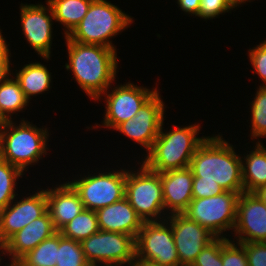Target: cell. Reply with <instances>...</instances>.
I'll list each match as a JSON object with an SVG mask.
<instances>
[{
	"mask_svg": "<svg viewBox=\"0 0 266 266\" xmlns=\"http://www.w3.org/2000/svg\"><path fill=\"white\" fill-rule=\"evenodd\" d=\"M66 44L69 55L67 70H72L74 79L90 98L99 100L114 81L118 60L116 49L96 44H83L69 40Z\"/></svg>",
	"mask_w": 266,
	"mask_h": 266,
	"instance_id": "cell-1",
	"label": "cell"
},
{
	"mask_svg": "<svg viewBox=\"0 0 266 266\" xmlns=\"http://www.w3.org/2000/svg\"><path fill=\"white\" fill-rule=\"evenodd\" d=\"M221 135L208 136L194 153L189 168L194 177L217 182L225 191L244 192L242 158Z\"/></svg>",
	"mask_w": 266,
	"mask_h": 266,
	"instance_id": "cell-2",
	"label": "cell"
},
{
	"mask_svg": "<svg viewBox=\"0 0 266 266\" xmlns=\"http://www.w3.org/2000/svg\"><path fill=\"white\" fill-rule=\"evenodd\" d=\"M199 128V124L182 128L175 126L164 133L161 126L152 148L142 161L143 164L158 173L188 168L194 153L207 138L196 137Z\"/></svg>",
	"mask_w": 266,
	"mask_h": 266,
	"instance_id": "cell-3",
	"label": "cell"
},
{
	"mask_svg": "<svg viewBox=\"0 0 266 266\" xmlns=\"http://www.w3.org/2000/svg\"><path fill=\"white\" fill-rule=\"evenodd\" d=\"M47 128H38L30 122L21 120L19 126L12 120L0 123V158L19 168L37 163L46 155Z\"/></svg>",
	"mask_w": 266,
	"mask_h": 266,
	"instance_id": "cell-4",
	"label": "cell"
},
{
	"mask_svg": "<svg viewBox=\"0 0 266 266\" xmlns=\"http://www.w3.org/2000/svg\"><path fill=\"white\" fill-rule=\"evenodd\" d=\"M133 23L131 16L106 0H93L89 9L67 36L69 40L116 49L109 40Z\"/></svg>",
	"mask_w": 266,
	"mask_h": 266,
	"instance_id": "cell-5",
	"label": "cell"
},
{
	"mask_svg": "<svg viewBox=\"0 0 266 266\" xmlns=\"http://www.w3.org/2000/svg\"><path fill=\"white\" fill-rule=\"evenodd\" d=\"M125 197L143 222L162 219L160 216L164 214L165 206L160 173L148 169L143 163L137 173L127 170Z\"/></svg>",
	"mask_w": 266,
	"mask_h": 266,
	"instance_id": "cell-6",
	"label": "cell"
},
{
	"mask_svg": "<svg viewBox=\"0 0 266 266\" xmlns=\"http://www.w3.org/2000/svg\"><path fill=\"white\" fill-rule=\"evenodd\" d=\"M239 195L238 192L224 191L216 196L193 198L183 214L216 237H222L223 231L235 227Z\"/></svg>",
	"mask_w": 266,
	"mask_h": 266,
	"instance_id": "cell-7",
	"label": "cell"
},
{
	"mask_svg": "<svg viewBox=\"0 0 266 266\" xmlns=\"http://www.w3.org/2000/svg\"><path fill=\"white\" fill-rule=\"evenodd\" d=\"M80 243L90 266H123L136 255L135 238L129 234L99 230Z\"/></svg>",
	"mask_w": 266,
	"mask_h": 266,
	"instance_id": "cell-8",
	"label": "cell"
},
{
	"mask_svg": "<svg viewBox=\"0 0 266 266\" xmlns=\"http://www.w3.org/2000/svg\"><path fill=\"white\" fill-rule=\"evenodd\" d=\"M107 173V174H106ZM88 175L68 182L79 194L84 209L96 211L125 197L126 170Z\"/></svg>",
	"mask_w": 266,
	"mask_h": 266,
	"instance_id": "cell-9",
	"label": "cell"
},
{
	"mask_svg": "<svg viewBox=\"0 0 266 266\" xmlns=\"http://www.w3.org/2000/svg\"><path fill=\"white\" fill-rule=\"evenodd\" d=\"M162 220L143 222L135 239L136 256L162 266H180L171 225Z\"/></svg>",
	"mask_w": 266,
	"mask_h": 266,
	"instance_id": "cell-10",
	"label": "cell"
},
{
	"mask_svg": "<svg viewBox=\"0 0 266 266\" xmlns=\"http://www.w3.org/2000/svg\"><path fill=\"white\" fill-rule=\"evenodd\" d=\"M160 97L157 91L142 105L133 118L122 122L113 130L120 131L149 152L163 126L165 110Z\"/></svg>",
	"mask_w": 266,
	"mask_h": 266,
	"instance_id": "cell-11",
	"label": "cell"
},
{
	"mask_svg": "<svg viewBox=\"0 0 266 266\" xmlns=\"http://www.w3.org/2000/svg\"><path fill=\"white\" fill-rule=\"evenodd\" d=\"M166 219L172 228L180 266H192L203 248L216 236L184 214H168Z\"/></svg>",
	"mask_w": 266,
	"mask_h": 266,
	"instance_id": "cell-12",
	"label": "cell"
},
{
	"mask_svg": "<svg viewBox=\"0 0 266 266\" xmlns=\"http://www.w3.org/2000/svg\"><path fill=\"white\" fill-rule=\"evenodd\" d=\"M110 94L107 90L103 93L106 96V113L103 125L109 128H116L122 122L133 118L142 105L149 100L158 90L138 87L132 83H126L115 87Z\"/></svg>",
	"mask_w": 266,
	"mask_h": 266,
	"instance_id": "cell-13",
	"label": "cell"
},
{
	"mask_svg": "<svg viewBox=\"0 0 266 266\" xmlns=\"http://www.w3.org/2000/svg\"><path fill=\"white\" fill-rule=\"evenodd\" d=\"M47 5L46 7L42 4L20 6L23 34L32 48L46 60L50 59L51 55V27L52 20H55L51 5L48 2Z\"/></svg>",
	"mask_w": 266,
	"mask_h": 266,
	"instance_id": "cell-14",
	"label": "cell"
},
{
	"mask_svg": "<svg viewBox=\"0 0 266 266\" xmlns=\"http://www.w3.org/2000/svg\"><path fill=\"white\" fill-rule=\"evenodd\" d=\"M233 231L239 243L266 242V206L254 192L240 193Z\"/></svg>",
	"mask_w": 266,
	"mask_h": 266,
	"instance_id": "cell-15",
	"label": "cell"
},
{
	"mask_svg": "<svg viewBox=\"0 0 266 266\" xmlns=\"http://www.w3.org/2000/svg\"><path fill=\"white\" fill-rule=\"evenodd\" d=\"M12 203L0 211V238L4 243L47 211L46 190L37 191L14 205Z\"/></svg>",
	"mask_w": 266,
	"mask_h": 266,
	"instance_id": "cell-16",
	"label": "cell"
},
{
	"mask_svg": "<svg viewBox=\"0 0 266 266\" xmlns=\"http://www.w3.org/2000/svg\"><path fill=\"white\" fill-rule=\"evenodd\" d=\"M56 232L47 210L41 217L31 221L5 242L4 253L9 254L12 259L11 264L7 266H14L24 255Z\"/></svg>",
	"mask_w": 266,
	"mask_h": 266,
	"instance_id": "cell-17",
	"label": "cell"
},
{
	"mask_svg": "<svg viewBox=\"0 0 266 266\" xmlns=\"http://www.w3.org/2000/svg\"><path fill=\"white\" fill-rule=\"evenodd\" d=\"M164 206L169 214H183L192 197L193 172L188 168L160 173Z\"/></svg>",
	"mask_w": 266,
	"mask_h": 266,
	"instance_id": "cell-18",
	"label": "cell"
},
{
	"mask_svg": "<svg viewBox=\"0 0 266 266\" xmlns=\"http://www.w3.org/2000/svg\"><path fill=\"white\" fill-rule=\"evenodd\" d=\"M95 212L99 230L129 234L136 239L143 224L126 197Z\"/></svg>",
	"mask_w": 266,
	"mask_h": 266,
	"instance_id": "cell-19",
	"label": "cell"
},
{
	"mask_svg": "<svg viewBox=\"0 0 266 266\" xmlns=\"http://www.w3.org/2000/svg\"><path fill=\"white\" fill-rule=\"evenodd\" d=\"M46 197L47 210L56 231H60L84 209L79 194L66 182L54 189H46Z\"/></svg>",
	"mask_w": 266,
	"mask_h": 266,
	"instance_id": "cell-20",
	"label": "cell"
},
{
	"mask_svg": "<svg viewBox=\"0 0 266 266\" xmlns=\"http://www.w3.org/2000/svg\"><path fill=\"white\" fill-rule=\"evenodd\" d=\"M242 178L244 192H254L266 185V147L257 141L255 150L242 157Z\"/></svg>",
	"mask_w": 266,
	"mask_h": 266,
	"instance_id": "cell-21",
	"label": "cell"
},
{
	"mask_svg": "<svg viewBox=\"0 0 266 266\" xmlns=\"http://www.w3.org/2000/svg\"><path fill=\"white\" fill-rule=\"evenodd\" d=\"M93 0H47L51 5L55 21L66 28L67 37L86 15Z\"/></svg>",
	"mask_w": 266,
	"mask_h": 266,
	"instance_id": "cell-22",
	"label": "cell"
},
{
	"mask_svg": "<svg viewBox=\"0 0 266 266\" xmlns=\"http://www.w3.org/2000/svg\"><path fill=\"white\" fill-rule=\"evenodd\" d=\"M16 73L15 79L28 99L50 89L51 73L40 62L26 64Z\"/></svg>",
	"mask_w": 266,
	"mask_h": 266,
	"instance_id": "cell-23",
	"label": "cell"
},
{
	"mask_svg": "<svg viewBox=\"0 0 266 266\" xmlns=\"http://www.w3.org/2000/svg\"><path fill=\"white\" fill-rule=\"evenodd\" d=\"M27 103L29 99L16 79L11 77L0 84V122L11 120L12 114L23 110Z\"/></svg>",
	"mask_w": 266,
	"mask_h": 266,
	"instance_id": "cell-24",
	"label": "cell"
},
{
	"mask_svg": "<svg viewBox=\"0 0 266 266\" xmlns=\"http://www.w3.org/2000/svg\"><path fill=\"white\" fill-rule=\"evenodd\" d=\"M59 231L24 255L14 266H56Z\"/></svg>",
	"mask_w": 266,
	"mask_h": 266,
	"instance_id": "cell-25",
	"label": "cell"
},
{
	"mask_svg": "<svg viewBox=\"0 0 266 266\" xmlns=\"http://www.w3.org/2000/svg\"><path fill=\"white\" fill-rule=\"evenodd\" d=\"M98 231L99 226L96 212L89 209H83L59 232L65 238L81 242Z\"/></svg>",
	"mask_w": 266,
	"mask_h": 266,
	"instance_id": "cell-26",
	"label": "cell"
},
{
	"mask_svg": "<svg viewBox=\"0 0 266 266\" xmlns=\"http://www.w3.org/2000/svg\"><path fill=\"white\" fill-rule=\"evenodd\" d=\"M23 172L9 162L0 158V211L15 201V184Z\"/></svg>",
	"mask_w": 266,
	"mask_h": 266,
	"instance_id": "cell-27",
	"label": "cell"
},
{
	"mask_svg": "<svg viewBox=\"0 0 266 266\" xmlns=\"http://www.w3.org/2000/svg\"><path fill=\"white\" fill-rule=\"evenodd\" d=\"M56 266H90L79 241L68 239L59 232Z\"/></svg>",
	"mask_w": 266,
	"mask_h": 266,
	"instance_id": "cell-28",
	"label": "cell"
},
{
	"mask_svg": "<svg viewBox=\"0 0 266 266\" xmlns=\"http://www.w3.org/2000/svg\"><path fill=\"white\" fill-rule=\"evenodd\" d=\"M251 109V138L266 137V86L257 90Z\"/></svg>",
	"mask_w": 266,
	"mask_h": 266,
	"instance_id": "cell-29",
	"label": "cell"
},
{
	"mask_svg": "<svg viewBox=\"0 0 266 266\" xmlns=\"http://www.w3.org/2000/svg\"><path fill=\"white\" fill-rule=\"evenodd\" d=\"M233 243L234 241L223 237L222 266H248L243 243L236 242L238 245Z\"/></svg>",
	"mask_w": 266,
	"mask_h": 266,
	"instance_id": "cell-30",
	"label": "cell"
},
{
	"mask_svg": "<svg viewBox=\"0 0 266 266\" xmlns=\"http://www.w3.org/2000/svg\"><path fill=\"white\" fill-rule=\"evenodd\" d=\"M222 237H216L197 256L192 266H222Z\"/></svg>",
	"mask_w": 266,
	"mask_h": 266,
	"instance_id": "cell-31",
	"label": "cell"
},
{
	"mask_svg": "<svg viewBox=\"0 0 266 266\" xmlns=\"http://www.w3.org/2000/svg\"><path fill=\"white\" fill-rule=\"evenodd\" d=\"M225 190L215 181L201 180V177H194L192 184L193 198H206L220 195Z\"/></svg>",
	"mask_w": 266,
	"mask_h": 266,
	"instance_id": "cell-32",
	"label": "cell"
},
{
	"mask_svg": "<svg viewBox=\"0 0 266 266\" xmlns=\"http://www.w3.org/2000/svg\"><path fill=\"white\" fill-rule=\"evenodd\" d=\"M233 9L226 0H201L198 17L213 19Z\"/></svg>",
	"mask_w": 266,
	"mask_h": 266,
	"instance_id": "cell-33",
	"label": "cell"
},
{
	"mask_svg": "<svg viewBox=\"0 0 266 266\" xmlns=\"http://www.w3.org/2000/svg\"><path fill=\"white\" fill-rule=\"evenodd\" d=\"M248 266H266V242L243 243Z\"/></svg>",
	"mask_w": 266,
	"mask_h": 266,
	"instance_id": "cell-34",
	"label": "cell"
},
{
	"mask_svg": "<svg viewBox=\"0 0 266 266\" xmlns=\"http://www.w3.org/2000/svg\"><path fill=\"white\" fill-rule=\"evenodd\" d=\"M249 58L254 71L260 76L262 81H264L266 86V40L261 44L254 47V49L248 50Z\"/></svg>",
	"mask_w": 266,
	"mask_h": 266,
	"instance_id": "cell-35",
	"label": "cell"
},
{
	"mask_svg": "<svg viewBox=\"0 0 266 266\" xmlns=\"http://www.w3.org/2000/svg\"><path fill=\"white\" fill-rule=\"evenodd\" d=\"M182 11L197 16L199 13L201 0H177Z\"/></svg>",
	"mask_w": 266,
	"mask_h": 266,
	"instance_id": "cell-36",
	"label": "cell"
},
{
	"mask_svg": "<svg viewBox=\"0 0 266 266\" xmlns=\"http://www.w3.org/2000/svg\"><path fill=\"white\" fill-rule=\"evenodd\" d=\"M10 60H0V84L9 78Z\"/></svg>",
	"mask_w": 266,
	"mask_h": 266,
	"instance_id": "cell-37",
	"label": "cell"
},
{
	"mask_svg": "<svg viewBox=\"0 0 266 266\" xmlns=\"http://www.w3.org/2000/svg\"><path fill=\"white\" fill-rule=\"evenodd\" d=\"M129 265L130 266H162L158 264L157 262L144 259V258H139L136 255Z\"/></svg>",
	"mask_w": 266,
	"mask_h": 266,
	"instance_id": "cell-38",
	"label": "cell"
},
{
	"mask_svg": "<svg viewBox=\"0 0 266 266\" xmlns=\"http://www.w3.org/2000/svg\"><path fill=\"white\" fill-rule=\"evenodd\" d=\"M0 30V60H9V49Z\"/></svg>",
	"mask_w": 266,
	"mask_h": 266,
	"instance_id": "cell-39",
	"label": "cell"
},
{
	"mask_svg": "<svg viewBox=\"0 0 266 266\" xmlns=\"http://www.w3.org/2000/svg\"><path fill=\"white\" fill-rule=\"evenodd\" d=\"M254 193L266 206V185L259 187Z\"/></svg>",
	"mask_w": 266,
	"mask_h": 266,
	"instance_id": "cell-40",
	"label": "cell"
},
{
	"mask_svg": "<svg viewBox=\"0 0 266 266\" xmlns=\"http://www.w3.org/2000/svg\"><path fill=\"white\" fill-rule=\"evenodd\" d=\"M226 1L232 8H235L238 5L245 3L246 1L250 2V0H226Z\"/></svg>",
	"mask_w": 266,
	"mask_h": 266,
	"instance_id": "cell-41",
	"label": "cell"
},
{
	"mask_svg": "<svg viewBox=\"0 0 266 266\" xmlns=\"http://www.w3.org/2000/svg\"><path fill=\"white\" fill-rule=\"evenodd\" d=\"M4 247H5V243L1 240V238H0V251L2 250V255L4 254L5 255V253L3 252L4 251ZM0 262H1V257H0Z\"/></svg>",
	"mask_w": 266,
	"mask_h": 266,
	"instance_id": "cell-42",
	"label": "cell"
}]
</instances>
